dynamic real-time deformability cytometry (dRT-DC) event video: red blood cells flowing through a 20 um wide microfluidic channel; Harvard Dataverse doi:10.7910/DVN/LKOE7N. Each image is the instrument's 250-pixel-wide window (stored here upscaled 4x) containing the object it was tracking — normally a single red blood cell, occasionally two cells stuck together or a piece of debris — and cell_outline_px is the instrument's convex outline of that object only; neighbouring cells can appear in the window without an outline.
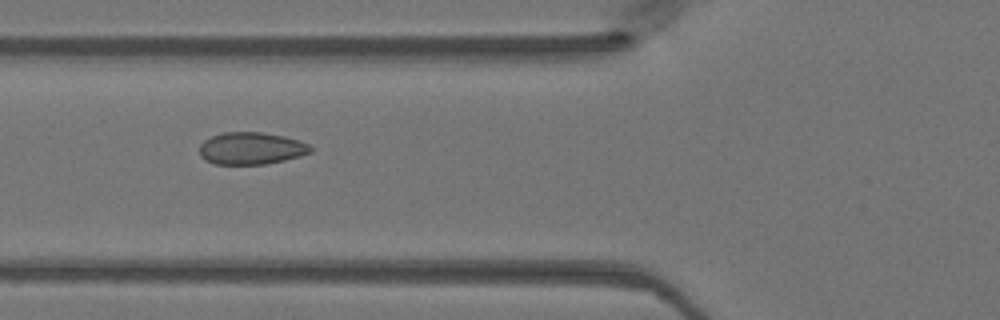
{"species": "Egyptian fruit bat (a non-hibernating species)", "species_latin": "Rousettus aegyptiacus", "temperature_condition": "warm", "stored_images_in_passage": 33, "camera_frame_rate_fps": 3000, "um_per_image_px": 0.085, "animal": {"sex": "female"}, "frame": {"image": 1, "passage_image": 3, "time_ms": 0.667, "image_size_px": [1000, 320], "cell_outline_px": [[312, 152], [300, 156], [284, 160], [264, 164], [212, 164], [204, 160], [200, 156], [200, 144], [204, 140], [212, 136], [224, 132], [260, 132], [284, 136], [300, 140], [308, 144], [312, 148]], "centroid_in_image_um": [21.34, 12.61], "position_along_channel_um": 104.5, "area_um2": 20.92}}
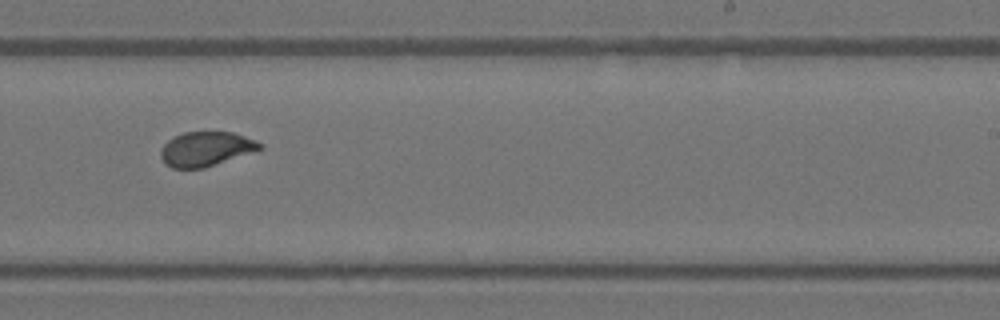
{"frame": {"image": 2, "passage_image": 15, "time_ms": 4.667, "image_size_px": [1000, 320], "cell_outline_px": [[264, 144], [260, 148], [204, 168], [172, 168], [164, 164], [160, 156], [160, 148], [168, 140], [184, 132], [232, 132], [256, 140]], "centroid_in_image_um": [17.43, 12.65], "position_along_channel_um": 271.6, "area_um2": 19.59}}
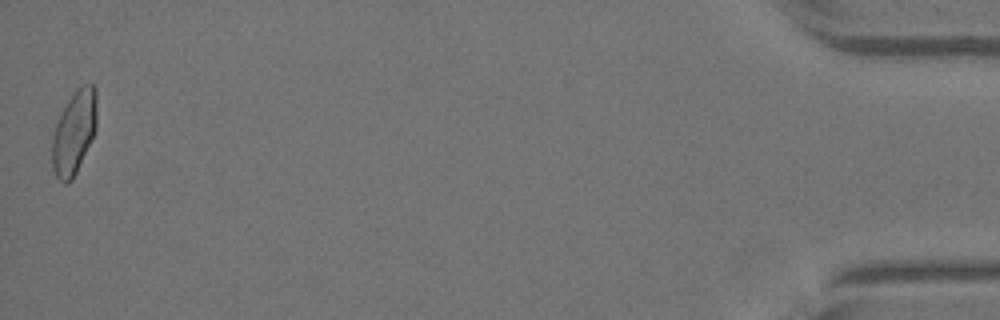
{"frame": {"image": 3, "passage_image": 33, "time_ms": 10.667, "image_size_px": [1000, 320], "cell_outline_px": [[96, 128], [76, 172], [72, 180], [68, 184], [64, 184], [56, 176], [52, 164], [52, 136], [56, 124], [68, 100], [76, 88], [84, 84], [92, 84], [96, 88]], "centroid_in_image_um": [6.29, 11.24], "position_along_channel_um": 428.9, "area_um2": 21.44}}